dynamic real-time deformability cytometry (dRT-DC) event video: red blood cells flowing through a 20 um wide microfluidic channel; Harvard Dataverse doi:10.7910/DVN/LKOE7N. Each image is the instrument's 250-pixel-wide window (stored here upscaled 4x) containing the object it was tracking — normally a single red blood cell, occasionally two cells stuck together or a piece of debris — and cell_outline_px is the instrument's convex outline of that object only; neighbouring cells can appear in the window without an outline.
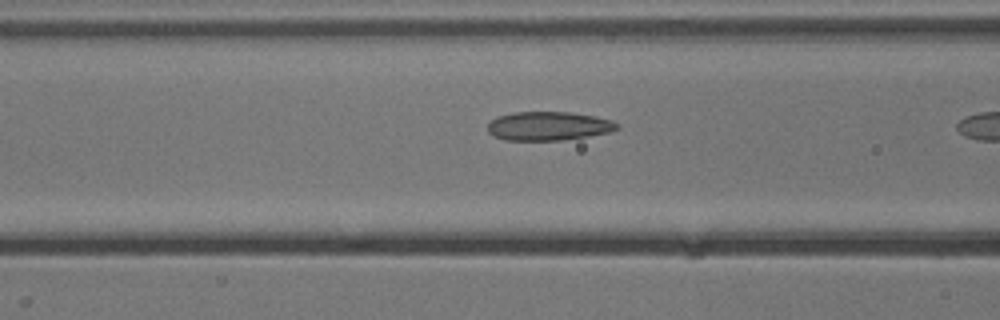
{"species": "common noctule bat (a hibernating species)", "species_latin": "Nyctalus noctula", "temperature_condition": "cold", "stored_images_in_passage": 7, "camera_frame_rate_fps": 3000, "um_per_image_px": 0.085, "animal": {"sex": "male", "body_mass_g": 13.3}, "frame": {"image": 1, "passage_image": 6, "time_ms": 1.667, "image_size_px": [1000, 320], "cell_outline_px": [[620, 128], [612, 132], [564, 140], [504, 140], [492, 136], [488, 132], [488, 124], [496, 116], [512, 112], [572, 112], [596, 116], [612, 120], [620, 124]], "centroid_in_image_um": [46.65, 10.71], "position_along_channel_um": 120.0, "area_um2": 22.08}}